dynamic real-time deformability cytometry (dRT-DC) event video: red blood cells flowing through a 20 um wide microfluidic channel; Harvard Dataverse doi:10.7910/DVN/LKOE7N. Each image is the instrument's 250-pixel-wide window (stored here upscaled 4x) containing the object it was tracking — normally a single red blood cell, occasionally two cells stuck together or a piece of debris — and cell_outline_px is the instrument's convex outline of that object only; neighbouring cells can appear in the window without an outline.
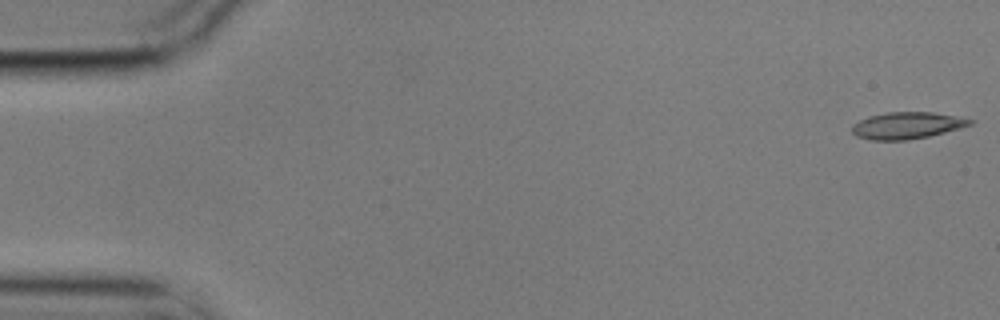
{"species": "common noctule bat (a hibernating species)", "species_latin": "Nyctalus noctula", "temperature_condition": "cold", "stored_images_in_passage": 56, "camera_frame_rate_fps": 3000, "um_per_image_px": 0.085, "animal": {"sex": "male", "body_mass_g": 17.9}, "frame": {"image": 1, "passage_image": 1, "time_ms": 0.0, "image_size_px": [1000, 320], "cell_outline_px": [[976, 120], [972, 124], [944, 132], [928, 136], [908, 140], [872, 140], [856, 136], [852, 132], [852, 124], [868, 116], [888, 112], [932, 112]], "centroid_in_image_um": [77.06, 10.66], "position_along_channel_um": 7.9, "area_um2": 18.26}}
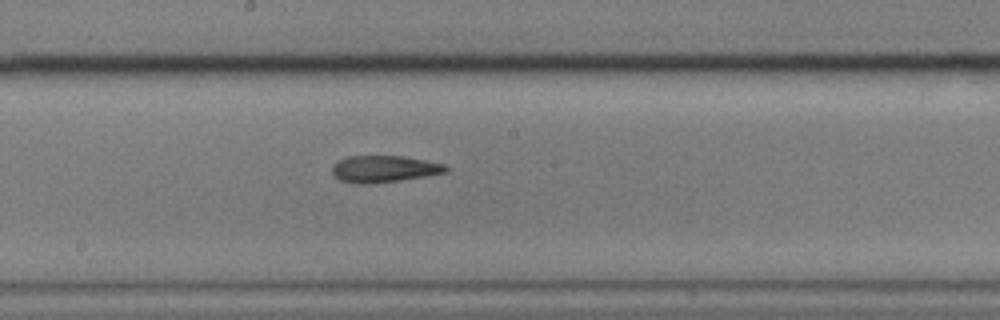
{"frame": {"image": 2, "passage_image": 30, "time_ms": 9.667, "image_size_px": [1000, 320], "cell_outline_px": [[448, 172], [428, 176], [400, 180], [368, 184], [360, 184], [340, 180], [332, 172], [332, 168], [340, 160], [348, 156], [404, 156], [444, 164], [448, 168]], "centroid_in_image_um": [32.69, 14.36], "position_along_channel_um": 215.5, "area_um2": 17.57}}
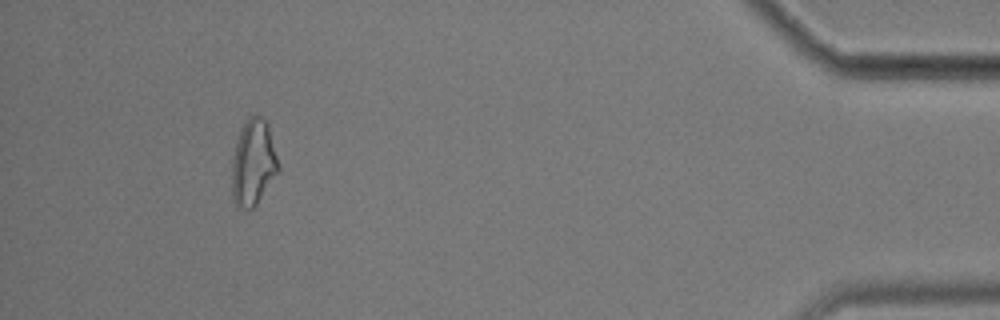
{"frame": {"image": 3, "passage_image": 52, "time_ms": 17.0, "image_size_px": [1000, 320], "cell_outline_px": [[280, 172], [256, 204], [252, 208], [244, 208], [236, 204], [232, 196], [232, 160], [240, 128], [248, 116], [256, 112], [268, 124], [280, 168]], "centroid_in_image_um": [21.54, 13.79], "position_along_channel_um": 413.7, "area_um2": 23.41}, "authors_computed_cell_mechanics": {"area_um2": 18.3226, "velocity_mm_per_s": 3.5474, "shape_relaxation_time_tau1_ms": null, "shape_relaxation_time_tau2_ms": 10.0543, "deformation_change_tau1": null, "deformation_change_tau2": 0.2172}}